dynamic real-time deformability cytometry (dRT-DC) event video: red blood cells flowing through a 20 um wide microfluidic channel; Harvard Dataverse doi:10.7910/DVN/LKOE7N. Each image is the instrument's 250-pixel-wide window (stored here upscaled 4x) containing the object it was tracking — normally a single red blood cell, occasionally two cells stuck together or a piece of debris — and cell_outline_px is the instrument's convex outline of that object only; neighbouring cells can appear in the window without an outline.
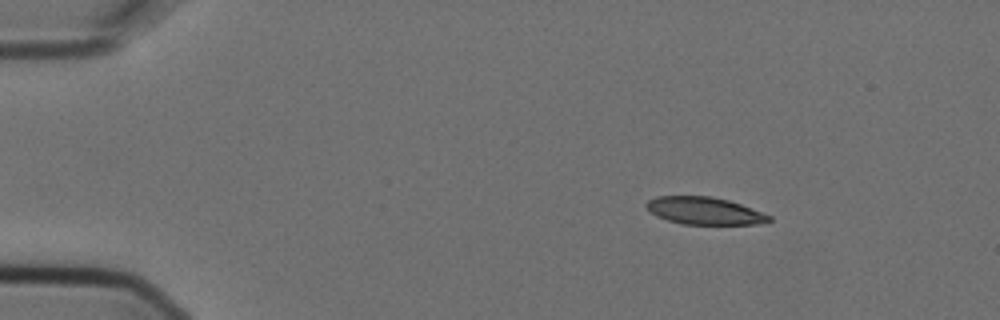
{"species": "Egyptian fruit bat (a non-hibernating species)", "species_latin": "Rousettus aegyptiacus", "temperature_condition": "cold", "stored_images_in_passage": 4, "camera_frame_rate_fps": 3000, "um_per_image_px": 0.085, "animal": {"sex": "female"}, "frame": {"image": 1, "passage_image": 2, "time_ms": 0.333, "image_size_px": [1000, 320], "cell_outline_px": [[772, 220], [756, 224], [684, 224], [668, 220], [656, 216], [644, 204], [648, 200], [656, 196], [712, 196], [728, 200], [740, 204], [772, 216]], "centroid_in_image_um": [59.86, 17.91], "position_along_channel_um": 25.1, "area_um2": 19.42}}